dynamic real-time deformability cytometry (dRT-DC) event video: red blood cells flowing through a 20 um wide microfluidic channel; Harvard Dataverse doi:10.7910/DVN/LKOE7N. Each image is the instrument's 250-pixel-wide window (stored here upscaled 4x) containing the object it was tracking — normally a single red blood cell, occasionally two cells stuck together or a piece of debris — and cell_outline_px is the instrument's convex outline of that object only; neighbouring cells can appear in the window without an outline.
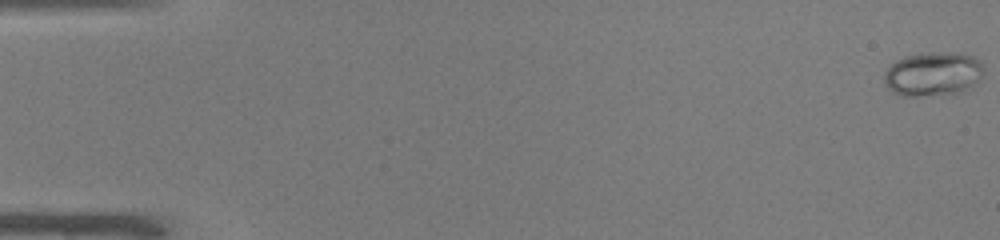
{"species": "common noctule bat (a hibernating species)", "species_latin": "Nyctalus noctula", "temperature_condition": "warm", "stored_images_in_passage": 51, "camera_frame_rate_fps": 3000, "um_per_image_px": 0.085, "animal": {"sex": "male", "body_mass_g": 19.0, "forearm_length_mm": 50.8}, "frame": {"image": 1, "passage_image": 1, "time_ms": 0.0, "image_size_px": [1000, 240], "cell_outline_px": [[984, 68], [980, 80], [976, 84], [960, 92], [944, 96], [900, 96], [892, 92], [884, 84], [884, 72], [896, 60], [904, 56], [932, 52], [960, 52], [972, 56], [980, 60]], "centroid_in_image_um": [79.32, 6.3], "position_along_channel_um": 5.7, "area_um2": 26.18}}
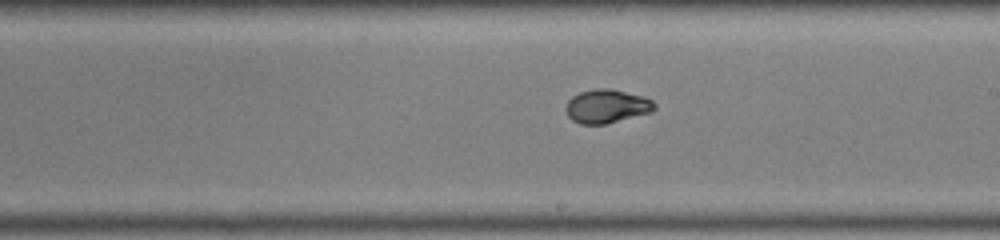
{"frame": {"image": 2, "passage_image": 30, "time_ms": 9.667, "image_size_px": [1000, 240], "cell_outline_px": [[656, 108], [652, 112], [604, 124], [580, 124], [572, 120], [568, 116], [564, 108], [568, 100], [572, 96], [580, 92], [596, 88], [608, 88], [644, 96], [652, 100], [656, 104]], "centroid_in_image_um": [51.56, 9.02], "position_along_channel_um": 237.4, "area_um2": 17.46}}
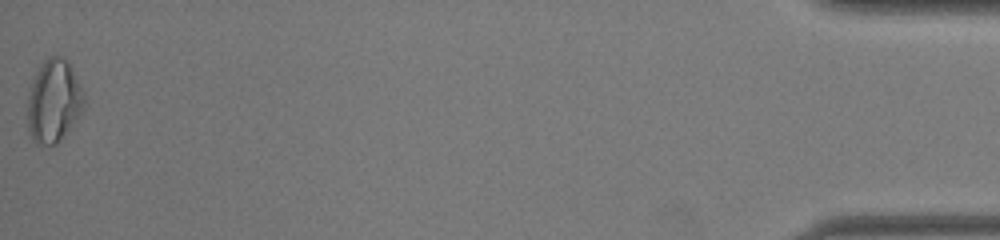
{"frame": {"image": 3, "passage_image": 51, "time_ms": 16.667, "image_size_px": [1000, 240], "cell_outline_px": [[84, 104], [80, 116], [60, 140], [56, 144], [36, 144], [32, 140], [28, 128], [28, 96], [32, 80], [40, 64], [48, 56], [60, 56], [68, 60], [80, 84], [84, 96]], "centroid_in_image_um": [4.57, 8.58], "position_along_channel_um": 430.6, "area_um2": 27.34}, "authors_computed_cell_mechanics": {"area_um2": 18.0336, "velocity_mm_per_s": 4.0718, "shape_relaxation_time_tau1_ms": 5.293, "shape_relaxation_time_tau2_ms": null, "deformation_change_tau1": 0.2365, "deformation_change_tau2": null}}